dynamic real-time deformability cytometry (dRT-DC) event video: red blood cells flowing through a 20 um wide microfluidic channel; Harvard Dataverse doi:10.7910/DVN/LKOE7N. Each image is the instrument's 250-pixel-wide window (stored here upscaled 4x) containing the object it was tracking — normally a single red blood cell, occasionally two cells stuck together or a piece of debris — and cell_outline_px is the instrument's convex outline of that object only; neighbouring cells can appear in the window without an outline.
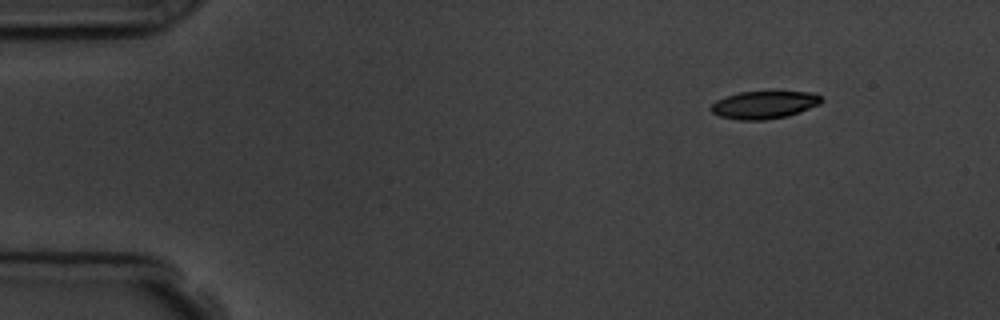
{"species": "common noctule bat (a hibernating species)", "species_latin": "Nyctalus noctula", "temperature_condition": "room temperature", "stored_images_in_passage": 3, "camera_frame_rate_fps": 3000, "um_per_image_px": 0.085, "animal": {"sex": "male", "body_mass_g": 19.5, "forearm_length_mm": 54.6}, "frame": {"image": 1, "passage_image": 1, "time_ms": 0.0, "image_size_px": [1000, 320], "cell_outline_px": [[824, 100], [820, 104], [800, 112], [788, 116], [764, 120], [740, 120], [720, 116], [712, 112], [712, 104], [716, 100], [724, 96], [740, 92], [816, 92]], "centroid_in_image_um": [64.99, 8.91], "position_along_channel_um": 20.0, "area_um2": 17.8}}